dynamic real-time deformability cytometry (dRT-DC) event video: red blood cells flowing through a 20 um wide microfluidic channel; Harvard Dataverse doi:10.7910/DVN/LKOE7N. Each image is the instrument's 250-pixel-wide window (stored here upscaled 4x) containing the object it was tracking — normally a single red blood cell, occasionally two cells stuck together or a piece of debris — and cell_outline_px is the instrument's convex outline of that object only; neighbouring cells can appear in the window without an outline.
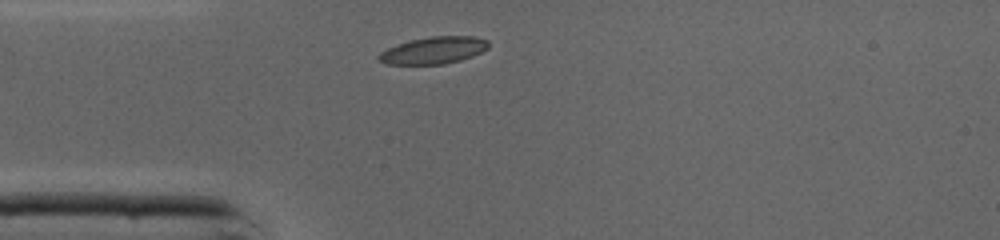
{"species": "common noctule bat (a hibernating species)", "species_latin": "Nyctalus noctula", "temperature_condition": "cold", "stored_images_in_passage": 26, "camera_frame_rate_fps": 3000, "um_per_image_px": 0.085, "animal": {"sex": "male", "body_mass_g": 19.0, "forearm_length_mm": 50.8}, "frame": {"image": 1, "passage_image": 1, "time_ms": 0.0, "image_size_px": [1000, 240], "cell_outline_px": [[488, 48], [472, 56], [460, 60], [444, 64], [384, 64], [376, 60], [376, 56], [380, 52], [396, 44], [412, 40], [432, 36], [472, 36], [488, 40]], "centroid_in_image_um": [36.81, 4.28], "position_along_channel_um": 48.2, "area_um2": 17.28}}
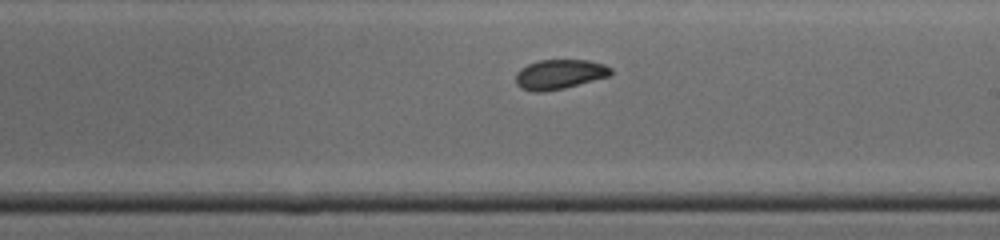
{"frame": {"image": 2, "passage_image": 15, "time_ms": 4.667, "image_size_px": [1000, 240], "cell_outline_px": [[612, 72], [608, 76], [564, 88], [544, 92], [532, 92], [520, 88], [516, 84], [516, 72], [520, 68], [528, 64], [540, 60], [588, 60], [604, 64], [612, 68]], "centroid_in_image_um": [47.52, 6.32], "position_along_channel_um": 241.5, "area_um2": 16.47}}
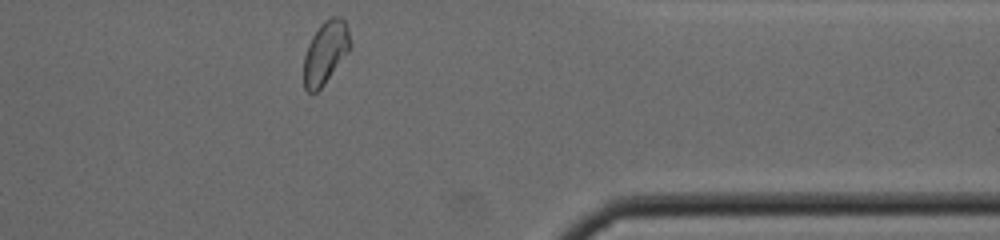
{"frame": {"image": 3, "passage_image": 26, "time_ms": 8.333, "image_size_px": [1000, 240], "cell_outline_px": [[352, 44], [348, 52], [324, 84], [316, 92], [308, 92], [304, 88], [304, 56], [308, 44], [312, 36], [320, 24], [324, 20], [332, 16], [340, 16], [344, 20], [348, 28]], "centroid_in_image_um": [27.67, 4.43], "position_along_channel_um": 383.7, "area_um2": 16.99}, "authors_computed_cell_mechanics": {"area_um2": 16.3574, "velocity_mm_per_s": 4.3356, "shape_relaxation_time_tau1_ms": 9.9348, "shape_relaxation_time_tau2_ms": 2.0213, "deformation_change_tau1": 0.2166, "deformation_change_tau2": 0.0601}}